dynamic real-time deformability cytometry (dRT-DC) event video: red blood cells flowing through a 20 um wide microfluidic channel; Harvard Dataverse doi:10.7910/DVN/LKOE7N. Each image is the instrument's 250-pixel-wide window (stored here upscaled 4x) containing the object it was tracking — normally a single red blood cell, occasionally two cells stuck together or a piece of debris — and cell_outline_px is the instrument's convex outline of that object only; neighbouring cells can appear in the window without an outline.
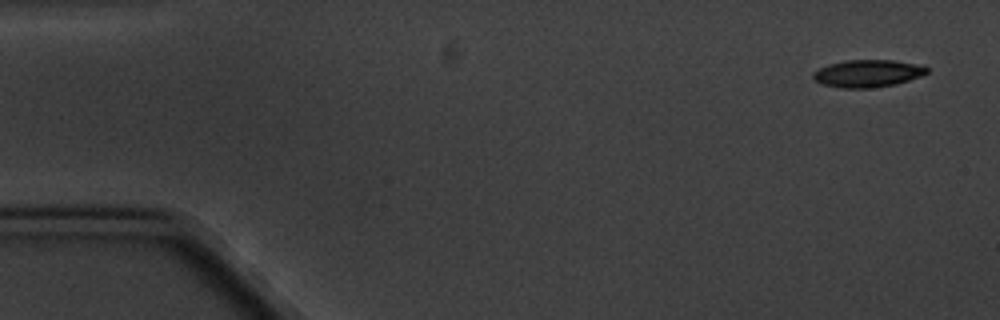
{"species": "common noctule bat (a hibernating species)", "species_latin": "Nyctalus noctula", "temperature_condition": "cold", "stored_images_in_passage": 4, "camera_frame_rate_fps": 3000, "um_per_image_px": 0.085, "animal": {"sex": "male", "body_mass_g": 20.1, "forearm_length_mm": 53.5}, "frame": {"image": 1, "passage_image": 1, "time_ms": 0.0, "image_size_px": [1000, 320], "cell_outline_px": [[928, 72], [920, 76], [896, 84], [868, 88], [844, 88], [820, 84], [812, 76], [812, 72], [828, 64], [844, 60], [892, 60], [924, 64], [928, 68]], "centroid_in_image_um": [73.76, 6.23], "position_along_channel_um": 11.2, "area_um2": 18.26}}
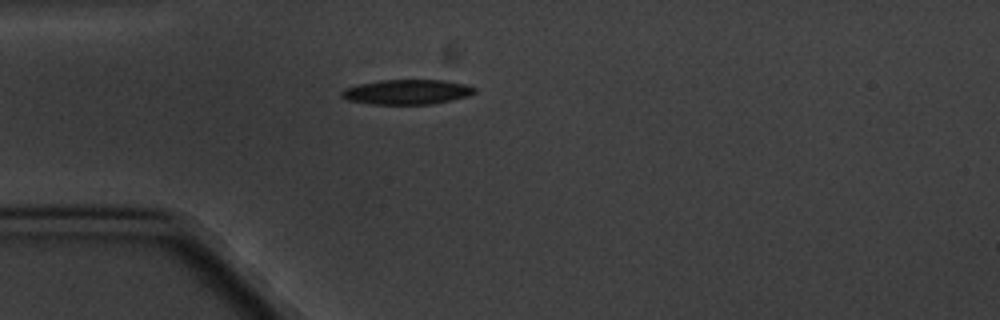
{"frame": {"image": 2, "passage_image": 4, "time_ms": 4.333, "image_size_px": [1000, 320], "cell_outline_px": [[476, 92], [468, 96], [432, 104], [372, 104], [344, 100], [340, 96], [340, 92], [344, 88], [360, 84], [380, 80], [444, 80], [464, 84], [476, 88]], "centroid_in_image_um": [34.55, 7.82], "position_along_channel_um": 50.5, "area_um2": 19.31}}